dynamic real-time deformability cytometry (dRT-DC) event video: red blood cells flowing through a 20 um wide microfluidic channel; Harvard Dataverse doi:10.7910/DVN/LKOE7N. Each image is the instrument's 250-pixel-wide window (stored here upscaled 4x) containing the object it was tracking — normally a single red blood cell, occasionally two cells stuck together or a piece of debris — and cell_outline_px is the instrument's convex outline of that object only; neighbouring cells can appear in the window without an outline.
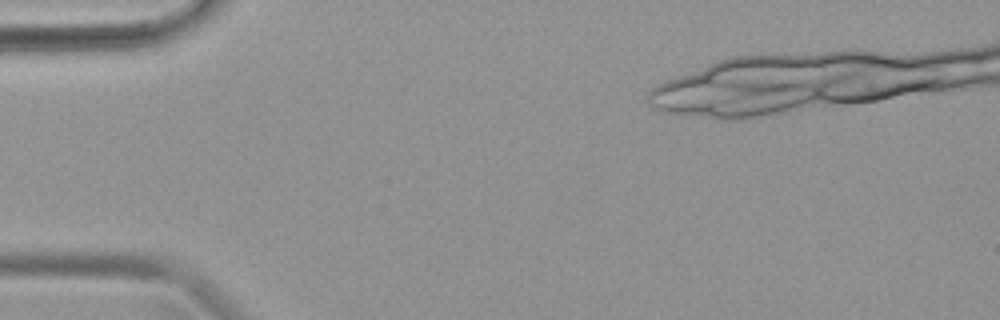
{"species": "common noctule bat (a hibernating species)", "species_latin": "Nyctalus noctula", "temperature_condition": "warm", "stored_images_in_passage": 19, "camera_frame_rate_fps": 3000, "um_per_image_px": 0.085, "animal": {"sex": "female", "body_mass_g": 19.9}, "frame": {"image": 1, "passage_image": 1, "time_ms": 0.0, "image_size_px": [1000, 320], "cell_outline_px": [[980, 56], [928, 84], [920, 88], [868, 100], [836, 100], [812, 64], [820, 60], [840, 56]], "centroid_in_image_um": [75.07, 6.3], "position_along_channel_um": 9.9, "area_um2": 35.32}}